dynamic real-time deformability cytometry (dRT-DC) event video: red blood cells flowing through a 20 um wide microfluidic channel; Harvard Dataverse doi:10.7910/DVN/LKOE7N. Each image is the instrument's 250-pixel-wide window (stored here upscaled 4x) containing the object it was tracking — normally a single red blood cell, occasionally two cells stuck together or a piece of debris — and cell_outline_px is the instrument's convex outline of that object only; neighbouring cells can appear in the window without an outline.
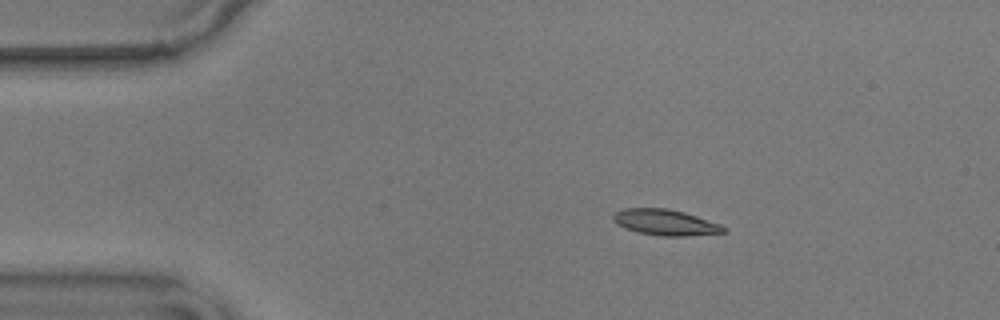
{"species": "common noctule bat (a hibernating species)", "species_latin": "Nyctalus noctula", "temperature_condition": "warm", "stored_images_in_passage": 12, "camera_frame_rate_fps": 3000, "um_per_image_px": 0.085, "animal": {"sex": "male", "body_mass_g": 17.9}, "frame": {"image": 1, "passage_image": 1, "time_ms": 0.0, "image_size_px": [1000, 320], "cell_outline_px": [[728, 232], [684, 236], [660, 236], [640, 232], [628, 228], [620, 224], [612, 216], [616, 212], [624, 208], [668, 208], [684, 212], [720, 224], [728, 228]], "centroid_in_image_um": [56.64, 18.9], "position_along_channel_um": 28.4, "area_um2": 16.36}}
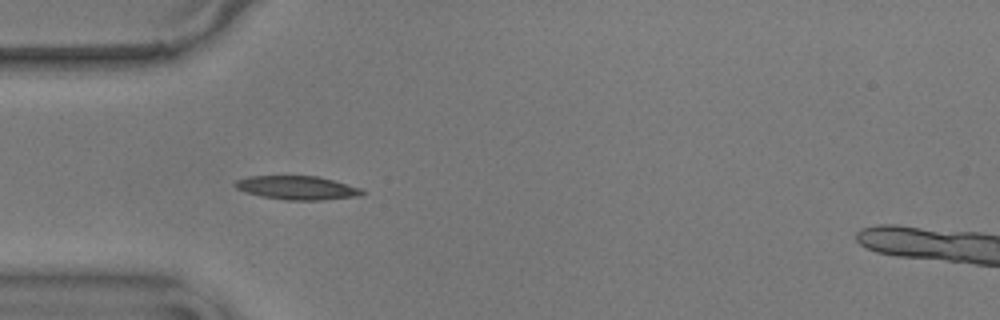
{"frame": {"image": 2, "passage_image": 8, "time_ms": 2.333, "image_size_px": [1000, 320], "cell_outline_px": [[364, 192], [360, 196], [320, 200], [284, 200], [260, 196], [236, 188], [232, 184], [236, 180], [248, 176], [316, 176], [332, 180], [360, 188]], "centroid_in_image_um": [25.21, 15.96], "position_along_channel_um": 59.8, "area_um2": 17.4}}